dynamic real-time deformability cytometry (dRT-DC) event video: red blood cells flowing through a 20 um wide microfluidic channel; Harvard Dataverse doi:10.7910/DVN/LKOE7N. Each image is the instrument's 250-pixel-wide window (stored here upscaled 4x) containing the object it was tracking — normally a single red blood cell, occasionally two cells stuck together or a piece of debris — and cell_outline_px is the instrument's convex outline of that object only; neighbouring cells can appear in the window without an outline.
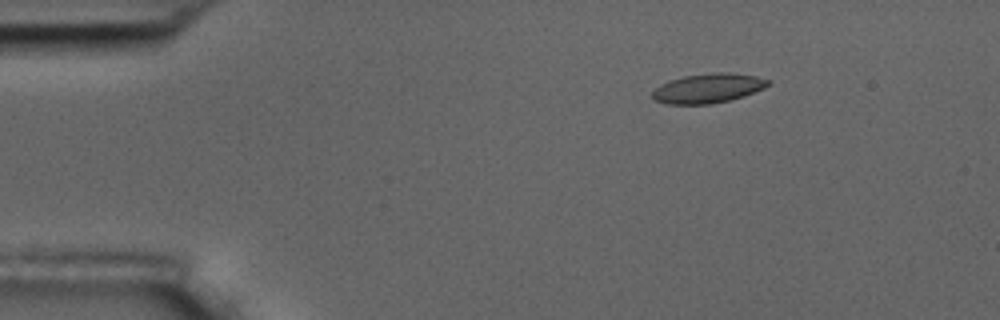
{"species": "common noctule bat (a hibernating species)", "species_latin": "Nyctalus noctula", "temperature_condition": "room temperature", "stored_images_in_passage": 48, "camera_frame_rate_fps": 3000, "um_per_image_px": 0.085, "animal": {"sex": "male", "body_mass_g": 17.5, "forearm_length_mm": 52.3}, "frame": {"image": 1, "passage_image": 1, "time_ms": 0.0, "image_size_px": [1000, 320], "cell_outline_px": [[772, 84], [764, 88], [744, 96], [728, 100], [708, 104], [668, 104], [652, 100], [648, 96], [660, 84], [668, 80], [684, 76], [716, 72], [732, 72], [756, 76], [772, 80]], "centroid_in_image_um": [60.17, 7.49], "position_along_channel_um": 24.8, "area_um2": 20.17}}
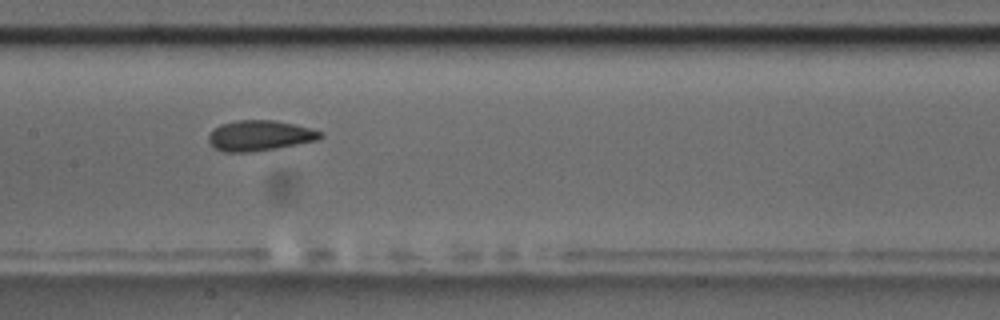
{"frame": {"image": 2, "passage_image": 20, "time_ms": 6.333, "image_size_px": [1000, 320], "cell_outline_px": [[324, 136], [316, 140], [276, 148], [248, 152], [224, 152], [212, 148], [208, 140], [208, 136], [220, 124], [236, 120], [276, 120], [296, 124], [324, 132]], "centroid_in_image_um": [22.07, 11.52], "position_along_channel_um": 185.3, "area_um2": 19.88}}
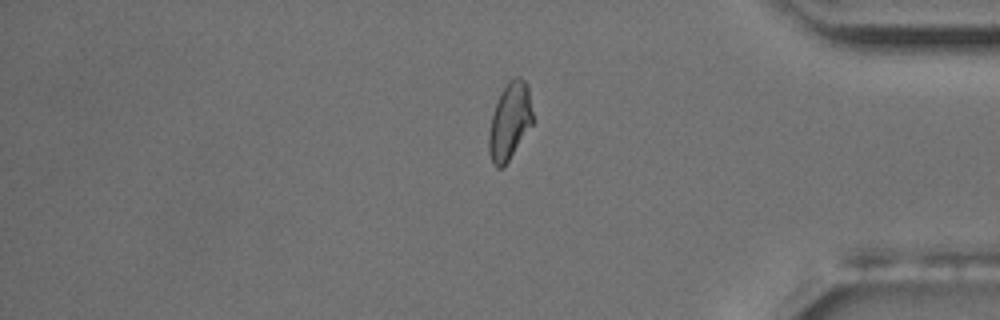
{"frame": {"image": 3, "passage_image": 39, "time_ms": 12.667, "image_size_px": [1000, 320], "cell_outline_px": [[532, 124], [504, 168], [496, 168], [492, 164], [488, 152], [488, 132], [492, 112], [508, 80], [516, 76], [520, 76], [528, 84], [532, 112]], "centroid_in_image_um": [43.3, 10.33], "position_along_channel_um": 391.9, "area_um2": 19.83}, "authors_computed_cell_mechanics": {"area_um2": 19.9121, "velocity_mm_per_s": 3.6257, "shape_relaxation_time_tau1_ms": 4.9254, "shape_relaxation_time_tau2_ms": 1.474, "deformation_change_tau1": 0.1505, "deformation_change_tau2": 0.0764}}